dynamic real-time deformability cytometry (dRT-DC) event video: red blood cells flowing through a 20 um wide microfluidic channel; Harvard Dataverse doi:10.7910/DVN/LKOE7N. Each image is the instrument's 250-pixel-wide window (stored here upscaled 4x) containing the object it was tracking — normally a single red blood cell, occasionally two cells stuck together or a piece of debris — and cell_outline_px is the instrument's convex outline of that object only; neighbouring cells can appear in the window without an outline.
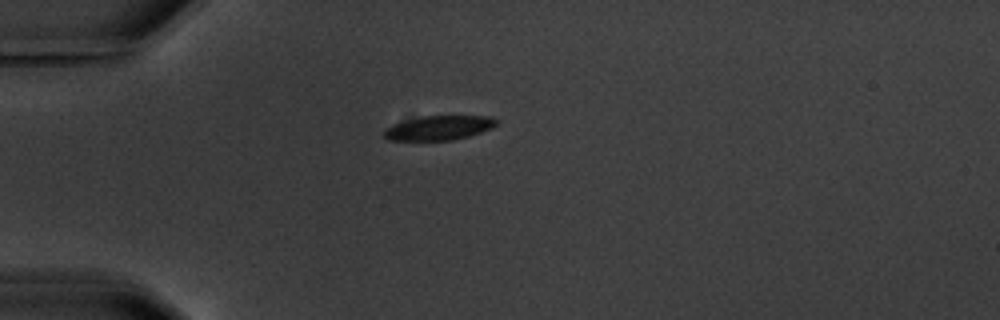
{"species": "common noctule bat (a hibernating species)", "species_latin": "Nyctalus noctula", "temperature_condition": "warm", "stored_images_in_passage": 7, "camera_frame_rate_fps": 3000, "um_per_image_px": 0.085, "animal": {"sex": "male", "body_mass_g": 20.1, "forearm_length_mm": 53.5}, "frame": {"image": 1, "passage_image": 7, "time_ms": 9.333, "image_size_px": [1000, 320], "cell_outline_px": [[496, 124], [492, 128], [468, 136], [452, 140], [388, 140], [384, 136], [384, 132], [392, 124], [420, 116], [492, 116], [496, 120]], "centroid_in_image_um": [37.3, 10.86], "position_along_channel_um": 47.7, "area_um2": 15.78}}